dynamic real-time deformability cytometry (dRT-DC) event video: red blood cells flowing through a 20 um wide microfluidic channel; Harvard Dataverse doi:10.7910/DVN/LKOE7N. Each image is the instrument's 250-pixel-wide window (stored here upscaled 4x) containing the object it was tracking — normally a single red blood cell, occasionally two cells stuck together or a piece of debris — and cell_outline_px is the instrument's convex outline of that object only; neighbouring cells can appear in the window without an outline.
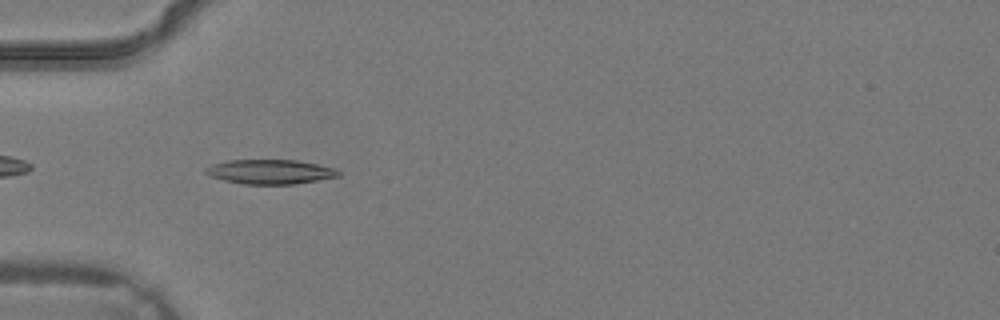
{"species": "common noctule bat (a hibernating species)", "species_latin": "Nyctalus noctula", "temperature_condition": "warm", "stored_images_in_passage": 4, "camera_frame_rate_fps": 3000, "um_per_image_px": 0.085, "animal": {"sex": "male", "body_mass_g": 19.2, "forearm_length_mm": 51.8}, "frame": {"image": 1, "passage_image": 3, "time_ms": 0.667, "image_size_px": [1000, 320], "cell_outline_px": [[340, 176], [292, 184], [244, 184], [224, 180], [208, 176], [204, 172], [204, 168], [212, 164], [228, 160], [296, 160], [336, 168], [340, 172]], "centroid_in_image_um": [22.92, 14.59], "position_along_channel_um": 62.1, "area_um2": 18.9}}
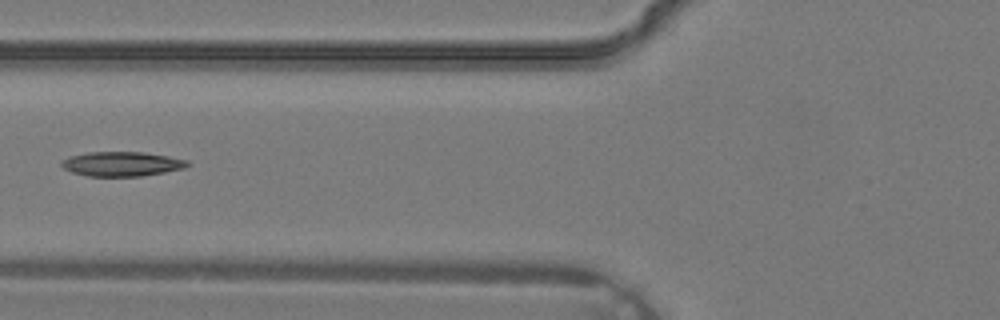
{"frame": {"image": 2, "passage_image": 4, "time_ms": 1.0, "image_size_px": [1000, 320], "cell_outline_px": [[192, 164], [184, 168], [164, 172], [140, 176], [88, 176], [72, 172], [64, 168], [60, 164], [68, 156], [88, 152], [144, 152], [168, 156], [188, 160]], "centroid_in_image_um": [10.37, 13.93], "position_along_channel_um": 115.4, "area_um2": 17.98}}